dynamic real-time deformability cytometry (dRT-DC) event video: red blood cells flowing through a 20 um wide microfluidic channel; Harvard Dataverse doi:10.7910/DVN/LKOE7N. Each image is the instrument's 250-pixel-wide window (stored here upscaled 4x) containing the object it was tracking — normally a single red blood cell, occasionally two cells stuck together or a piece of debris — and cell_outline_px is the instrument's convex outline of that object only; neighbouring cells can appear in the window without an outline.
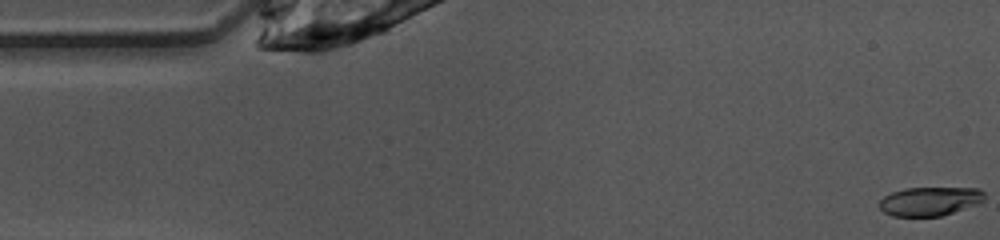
{"species": "common noctule bat (a hibernating species)", "species_latin": "Nyctalus noctula", "temperature_condition": "warm", "stored_images_in_passage": 2, "camera_frame_rate_fps": 3000, "um_per_image_px": 0.085, "animal": {"sex": "female", "body_mass_g": 10.0, "forearm_length_mm": 53.1}, "frame": {"image": 1, "passage_image": 1, "time_ms": 0.0, "image_size_px": [1000, 240], "cell_outline_px": [[984, 200], [980, 204], [940, 216], [892, 216], [884, 212], [880, 208], [880, 200], [884, 196], [892, 192], [904, 188], [980, 188], [984, 192]], "centroid_in_image_um": [79.06, 17.1], "position_along_channel_um": 5.9, "area_um2": 17.74}}